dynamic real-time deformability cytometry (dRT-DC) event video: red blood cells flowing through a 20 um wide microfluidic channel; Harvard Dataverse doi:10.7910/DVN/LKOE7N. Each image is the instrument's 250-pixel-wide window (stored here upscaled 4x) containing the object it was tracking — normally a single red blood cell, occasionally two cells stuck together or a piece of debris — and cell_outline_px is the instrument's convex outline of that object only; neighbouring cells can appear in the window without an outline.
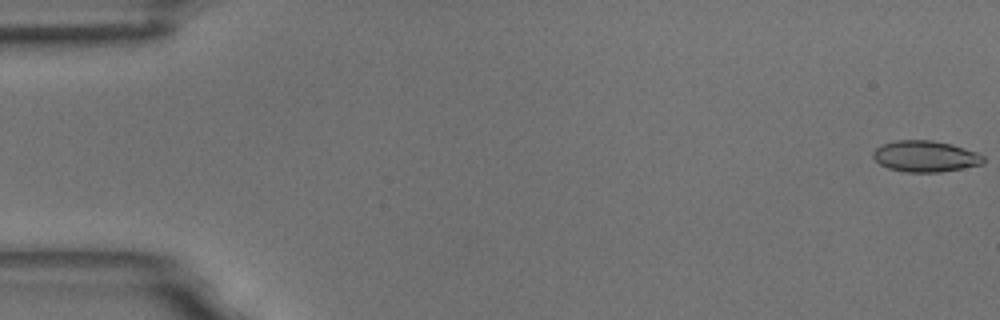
{"species": "common noctule bat (a hibernating species)", "species_latin": "Nyctalus noctula", "temperature_condition": "room temperature", "stored_images_in_passage": 56, "camera_frame_rate_fps": 3000, "um_per_image_px": 0.085, "animal": {"sex": "male", "body_mass_g": 18.8}, "frame": {"image": 1, "passage_image": 1, "time_ms": 0.0, "image_size_px": [1000, 320], "cell_outline_px": [[984, 164], [940, 172], [904, 172], [888, 168], [880, 164], [872, 156], [872, 152], [876, 148], [884, 144], [896, 140], [932, 140], [952, 144], [976, 152], [984, 156]], "centroid_in_image_um": [78.65, 13.29], "position_along_channel_um": 6.3, "area_um2": 20.06}}
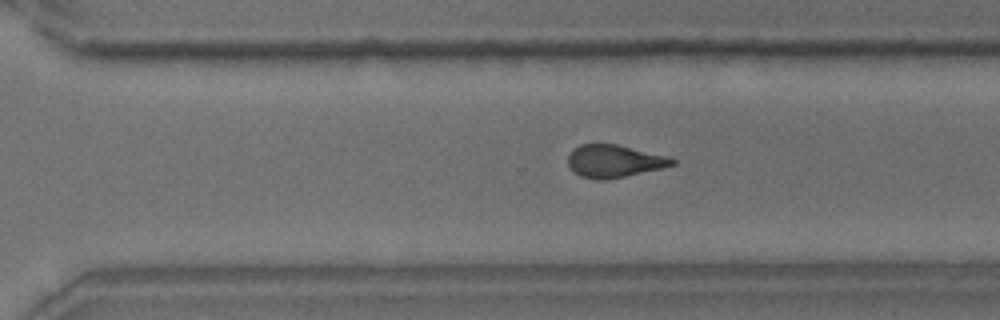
{"frame": {"image": 2, "passage_image": 39, "time_ms": 12.667, "image_size_px": [1000, 320], "cell_outline_px": [[676, 164], [660, 168], [608, 180], [596, 180], [580, 176], [568, 164], [568, 156], [580, 144], [616, 144], [668, 156], [676, 160]], "centroid_in_image_um": [52.22, 13.7], "position_along_channel_um": 318.4, "area_um2": 19.54}}
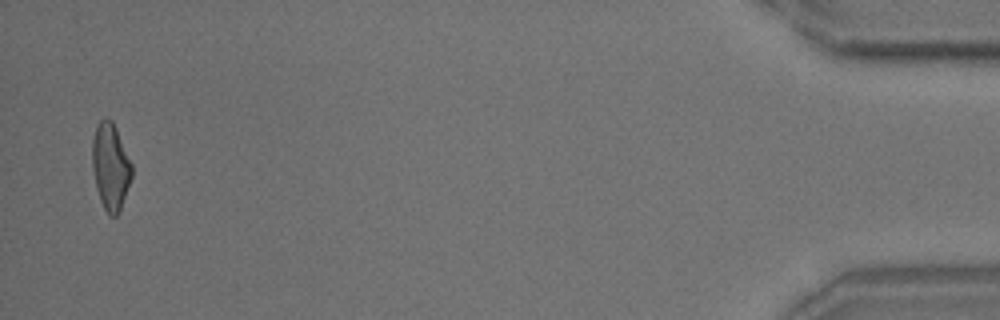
{"frame": {"image": 3, "passage_image": 55, "time_ms": 18.0, "image_size_px": [1000, 320], "cell_outline_px": [[132, 176], [120, 212], [116, 216], [108, 216], [100, 200], [96, 188], [92, 168], [92, 140], [96, 124], [104, 116], [112, 120], [116, 128], [132, 164]], "centroid_in_image_um": [9.38, 14.15], "position_along_channel_um": 425.8, "area_um2": 20.23}}